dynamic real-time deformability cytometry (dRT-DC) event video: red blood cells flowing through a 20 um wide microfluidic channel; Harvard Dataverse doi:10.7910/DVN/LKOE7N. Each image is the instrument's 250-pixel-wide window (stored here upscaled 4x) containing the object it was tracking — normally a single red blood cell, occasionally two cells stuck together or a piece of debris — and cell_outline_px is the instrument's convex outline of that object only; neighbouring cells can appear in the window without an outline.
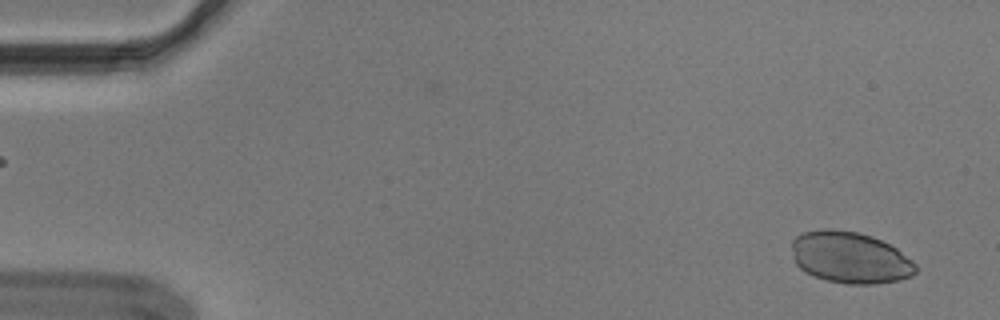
{"species": "Egyptian fruit bat (a non-hibernating species)", "species_latin": "Rousettus aegyptiacus", "temperature_condition": "cold", "stored_images_in_passage": 53, "camera_frame_rate_fps": 3000, "um_per_image_px": 0.085, "animal": {"sex": "male"}, "frame": {"image": 1, "passage_image": 2, "time_ms": 0.333, "image_size_px": [1000, 320], "cell_outline_px": [[916, 272], [912, 276], [900, 280], [872, 284], [848, 284], [828, 280], [804, 272], [796, 264], [792, 256], [792, 240], [796, 236], [804, 232], [824, 228], [832, 228], [856, 232], [872, 236], [896, 248], [912, 260], [916, 264]], "centroid_in_image_um": [72.24, 21.88], "position_along_channel_um": 12.8, "area_um2": 37.28}}